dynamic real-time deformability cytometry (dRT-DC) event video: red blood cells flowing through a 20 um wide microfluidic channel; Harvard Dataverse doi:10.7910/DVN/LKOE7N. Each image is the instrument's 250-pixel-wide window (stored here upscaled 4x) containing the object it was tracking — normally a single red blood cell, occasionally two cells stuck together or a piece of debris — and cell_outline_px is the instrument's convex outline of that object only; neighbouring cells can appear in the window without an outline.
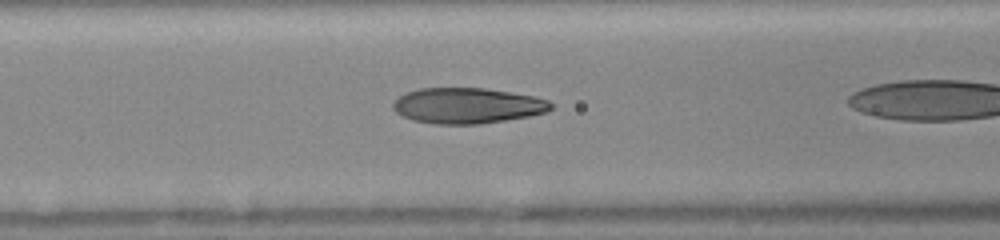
{"species": "human", "species_latin": "Homo sapiens", "temperature_condition": "room temperature", "stored_images_in_passage": 32, "camera_frame_rate_fps": 3000, "um_per_image_px": 0.085, "donor": {"sex": "female"}, "frame": {"image": 1, "passage_image": 14, "time_ms": 4.333, "image_size_px": [1000, 240], "cell_outline_px": [[552, 108], [548, 112], [528, 116], [480, 124], [432, 124], [412, 120], [396, 112], [392, 108], [392, 104], [404, 92], [420, 88], [484, 88], [512, 92], [536, 96], [548, 100], [552, 104]], "centroid_in_image_um": [39.72, 8.97], "position_along_channel_um": 126.9, "area_um2": 32.95}}
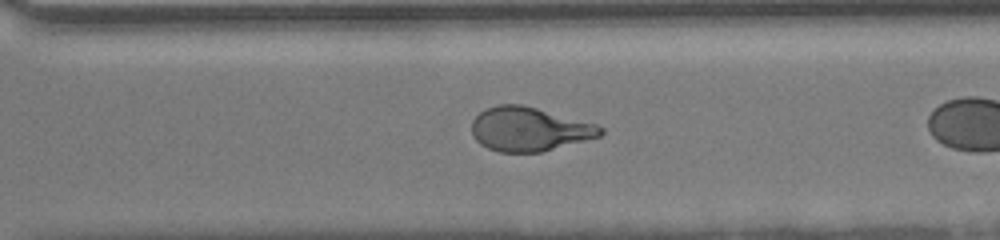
{"frame": {"image": 2, "passage_image": 28, "time_ms": 9.0, "image_size_px": [1000, 240], "cell_outline_px": [[604, 132], [600, 136], [540, 152], [500, 152], [488, 148], [480, 144], [472, 136], [472, 120], [480, 112], [488, 108], [500, 104], [520, 104], [536, 108], [596, 124], [604, 128]], "centroid_in_image_um": [44.96, 10.98], "position_along_channel_um": 325.6, "area_um2": 32.66}}
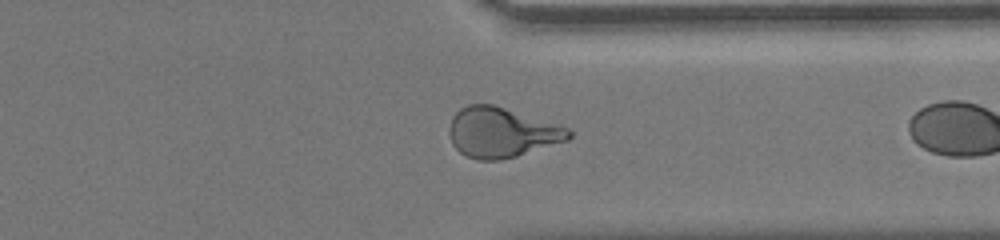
{"frame": {"image": 3, "passage_image": 31, "time_ms": 10.0, "image_size_px": [1000, 240], "cell_outline_px": [[572, 136], [568, 140], [516, 156], [500, 160], [476, 160], [464, 156], [452, 144], [448, 132], [448, 128], [452, 116], [460, 108], [468, 104], [492, 104], [568, 128], [572, 132]], "centroid_in_image_um": [42.58, 11.27], "position_along_channel_um": 368.8, "area_um2": 34.68}}